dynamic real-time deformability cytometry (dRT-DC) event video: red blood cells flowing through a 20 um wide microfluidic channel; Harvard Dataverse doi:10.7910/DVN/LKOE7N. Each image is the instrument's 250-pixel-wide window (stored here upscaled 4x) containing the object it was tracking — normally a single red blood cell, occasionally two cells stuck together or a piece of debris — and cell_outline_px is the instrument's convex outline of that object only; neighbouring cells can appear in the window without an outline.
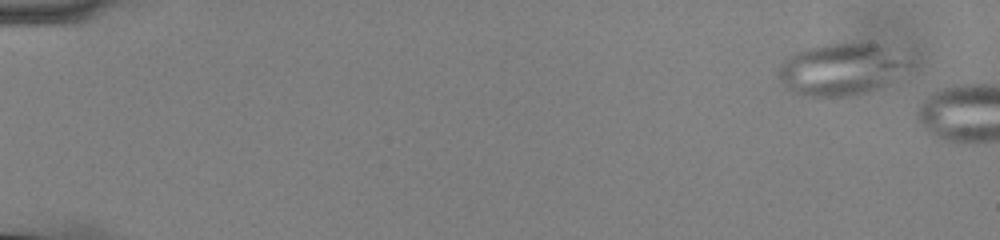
{"species": "common noctule bat (a hibernating species)", "species_latin": "Nyctalus noctula", "temperature_condition": "cold", "stored_images_in_passage": 8, "camera_frame_rate_fps": 3000, "um_per_image_px": 0.085, "animal": {"sex": "male", "body_mass_g": 13.0, "forearm_length_mm": 53.1}, "frame": {"image": 1, "passage_image": 4, "time_ms": 1.0, "image_size_px": [1000, 240], "cell_outline_px": [[916, 64], [884, 84], [860, 92], [840, 96], [800, 96], [784, 88], [780, 80], [776, 68], [792, 52], [804, 48], [820, 44], [884, 44], [912, 60]], "centroid_in_image_um": [71.45, 5.85], "position_along_channel_um": 13.5, "area_um2": 39.65}}